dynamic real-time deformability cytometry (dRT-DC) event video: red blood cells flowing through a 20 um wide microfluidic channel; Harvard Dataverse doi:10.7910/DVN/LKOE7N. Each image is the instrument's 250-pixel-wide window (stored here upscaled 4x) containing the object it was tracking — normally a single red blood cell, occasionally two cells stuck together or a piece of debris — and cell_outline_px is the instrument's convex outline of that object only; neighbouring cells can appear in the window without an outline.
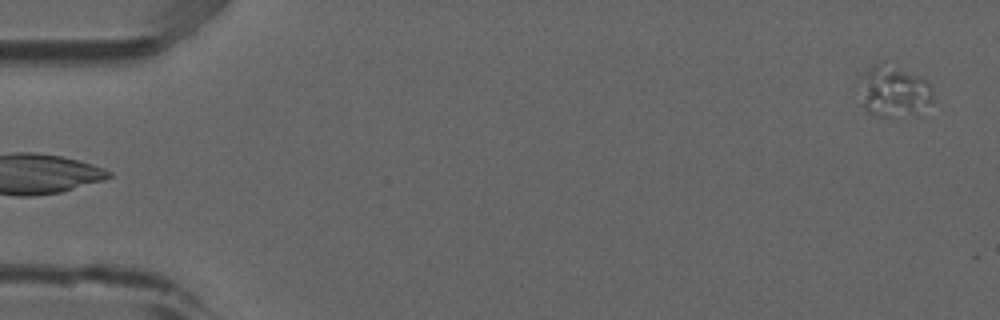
{"species": "common noctule bat (a hibernating species)", "species_latin": "Nyctalus noctula", "temperature_condition": "room temperature", "stored_images_in_passage": 5, "camera_frame_rate_fps": 3000, "um_per_image_px": 0.085, "animal": {"sex": "male", "forearm_length_mm": 52.5}, "frame": {"image": 1, "passage_image": 5, "time_ms": 1.333, "image_size_px": [1000, 320], "cell_outline_px": [[932, 100], [920, 116], [872, 116], [864, 108], [864, 72], [872, 64], [880, 60], [884, 60], [920, 76], [928, 80], [932, 88]], "centroid_in_image_um": [76.07, 7.75], "position_along_channel_um": 8.9, "area_um2": 22.2}}